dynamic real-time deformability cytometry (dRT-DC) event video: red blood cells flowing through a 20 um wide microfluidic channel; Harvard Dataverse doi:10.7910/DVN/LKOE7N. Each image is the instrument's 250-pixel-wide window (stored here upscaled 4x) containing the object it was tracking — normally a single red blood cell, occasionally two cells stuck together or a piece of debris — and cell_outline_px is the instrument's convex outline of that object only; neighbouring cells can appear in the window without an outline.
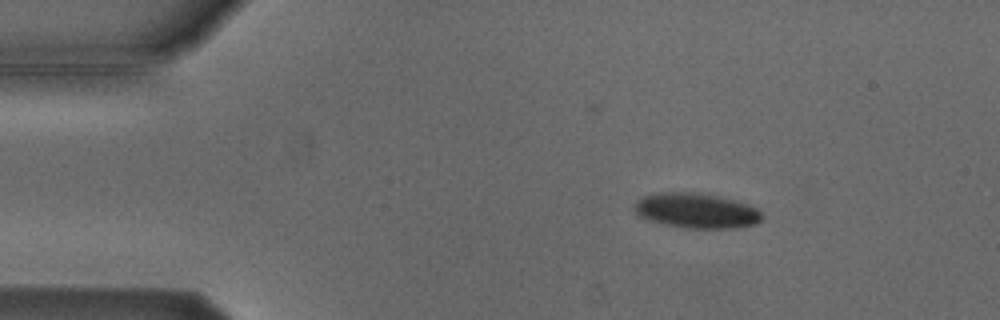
{"species": "Egyptian fruit bat (a non-hibernating species)", "species_latin": "Rousettus aegyptiacus", "temperature_condition": "cold", "stored_images_in_passage": 3, "camera_frame_rate_fps": 3000, "um_per_image_px": 0.085, "animal": {"sex": "male"}, "frame": {"image": 1, "passage_image": 1, "time_ms": 0.0, "image_size_px": [1000, 320], "cell_outline_px": [[760, 220], [756, 224], [736, 228], [684, 228], [648, 220], [640, 216], [636, 212], [636, 200], [644, 196], [660, 192], [692, 192], [716, 196], [748, 204], [756, 208], [760, 212]], "centroid_in_image_um": [59.18, 17.91], "position_along_channel_um": 25.8, "area_um2": 25.66}}